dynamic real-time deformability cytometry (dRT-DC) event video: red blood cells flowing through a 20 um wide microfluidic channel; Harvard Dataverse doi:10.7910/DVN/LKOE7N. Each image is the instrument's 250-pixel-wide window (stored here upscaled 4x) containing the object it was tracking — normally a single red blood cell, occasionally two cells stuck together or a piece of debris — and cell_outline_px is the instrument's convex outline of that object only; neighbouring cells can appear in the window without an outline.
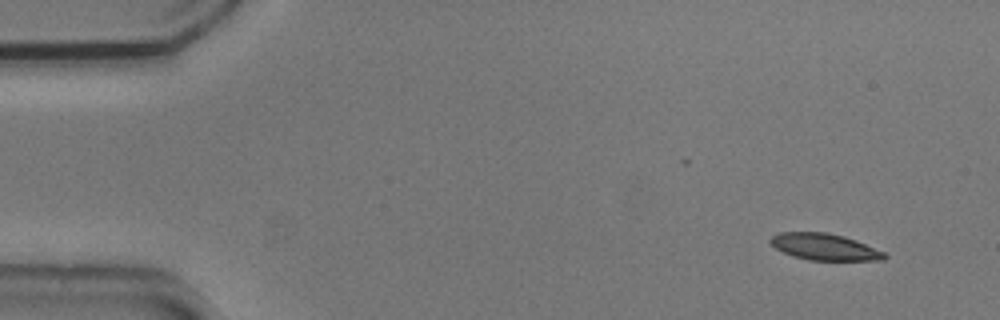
{"species": "common noctule bat (a hibernating species)", "species_latin": "Nyctalus noctula", "temperature_condition": "cold", "stored_images_in_passage": 4, "camera_frame_rate_fps": 3000, "um_per_image_px": 0.085, "animal": {"sex": "male", "body_mass_g": 20.5, "forearm_length_mm": 52.5}, "frame": {"image": 1, "passage_image": 1, "time_ms": 0.0, "image_size_px": [1000, 320], "cell_outline_px": [[888, 256], [884, 260], [808, 260], [792, 256], [776, 248], [768, 240], [772, 236], [780, 232], [824, 232], [844, 236], [856, 240], [884, 252]], "centroid_in_image_um": [70.08, 20.98], "position_along_channel_um": 14.9, "area_um2": 17.57}}
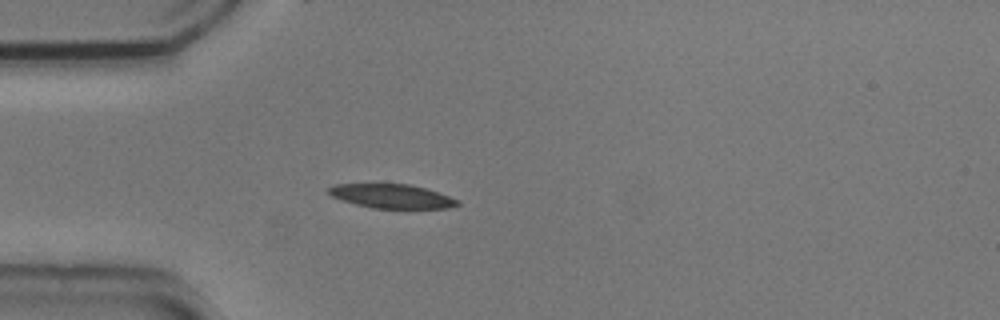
{"frame": {"image": 2, "passage_image": 4, "time_ms": 1.0, "image_size_px": [1000, 320], "cell_outline_px": [[460, 204], [448, 208], [372, 208], [356, 204], [332, 196], [328, 192], [328, 188], [336, 184], [408, 184], [424, 188], [460, 200]], "centroid_in_image_um": [33.31, 16.68], "position_along_channel_um": 51.7, "area_um2": 17.74}}